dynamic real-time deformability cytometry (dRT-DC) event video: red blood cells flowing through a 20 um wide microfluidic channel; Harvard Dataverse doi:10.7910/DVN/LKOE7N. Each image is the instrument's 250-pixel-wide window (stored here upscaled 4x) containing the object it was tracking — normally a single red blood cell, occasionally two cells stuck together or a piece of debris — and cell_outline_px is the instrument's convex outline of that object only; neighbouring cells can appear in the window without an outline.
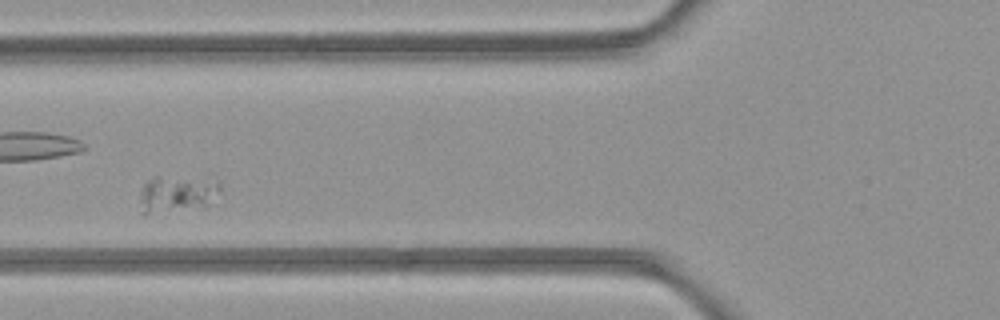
{"species": "common noctule bat (a hibernating species)", "species_latin": "Nyctalus noctula", "temperature_condition": "room temperature", "stored_images_in_passage": 7, "camera_frame_rate_fps": 3000, "um_per_image_px": 0.085, "animal": {"sex": "female", "body_mass_g": 21.9}, "frame": {"image": 1, "passage_image": 4, "time_ms": 3.667, "image_size_px": [1000, 320], "cell_outline_px": [[220, 192], [204, 208], [148, 212], [140, 212], [140, 192], [144, 184], [152, 176], [160, 176], [220, 180]], "centroid_in_image_um": [15.06, 16.46], "position_along_channel_um": 110.7, "area_um2": 17.17}}
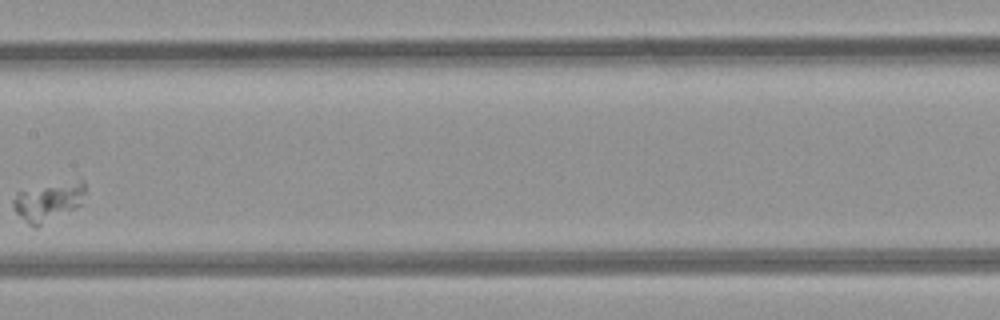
{"frame": {"image": 2, "passage_image": 6, "time_ms": 6.0, "image_size_px": [1000, 320], "cell_outline_px": [[84, 204], [36, 228], [20, 216], [12, 208], [12, 200], [16, 192], [80, 176], [84, 180]], "centroid_in_image_um": [4.18, 17.07], "position_along_channel_um": 203.2, "area_um2": 16.94}}
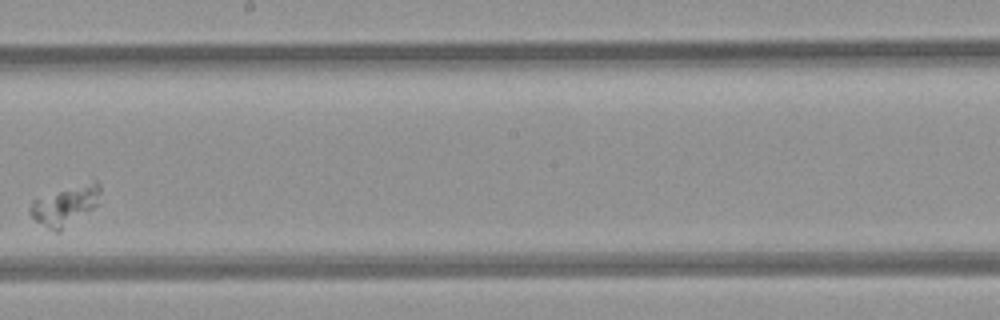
{"frame": {"image": 3, "passage_image": 7, "time_ms": 7.0, "image_size_px": [1000, 320], "cell_outline_px": [[100, 204], [60, 232], [56, 232], [48, 228], [36, 220], [28, 212], [28, 208], [32, 200], [96, 180], [100, 184]], "centroid_in_image_um": [5.58, 17.5], "position_along_channel_um": 242.6, "area_um2": 15.9}}